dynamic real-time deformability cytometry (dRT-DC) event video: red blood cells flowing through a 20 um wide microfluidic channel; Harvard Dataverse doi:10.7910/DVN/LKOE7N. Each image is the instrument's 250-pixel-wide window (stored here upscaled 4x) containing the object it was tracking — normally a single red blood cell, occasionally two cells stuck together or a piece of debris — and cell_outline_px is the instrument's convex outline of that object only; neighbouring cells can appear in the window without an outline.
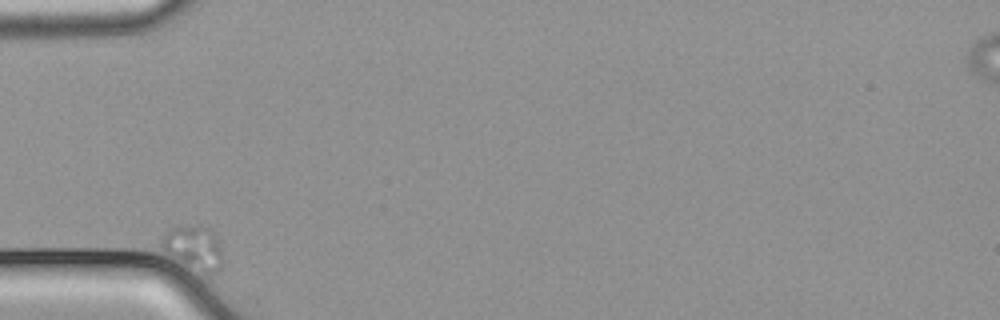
{"species": "common noctule bat (a hibernating species)", "species_latin": "Nyctalus noctula", "temperature_condition": "cold", "stored_images_in_passage": 38, "camera_frame_rate_fps": 3000, "um_per_image_px": 0.085, "animal": {"sex": "male", "body_mass_g": 21.5, "forearm_length_mm": 52.0}, "frame": {"image": 1, "passage_image": 1, "time_ms": 0.0, "image_size_px": [1000, 320], "cell_outline_px": [[224, 252], [220, 268], [212, 276], [208, 276], [184, 264], [168, 252], [164, 248], [164, 232], [172, 228], [188, 224], [200, 224], [208, 228], [212, 232], [220, 244]], "centroid_in_image_um": [16.57, 21.06], "position_along_channel_um": 68.4, "area_um2": 15.61}}
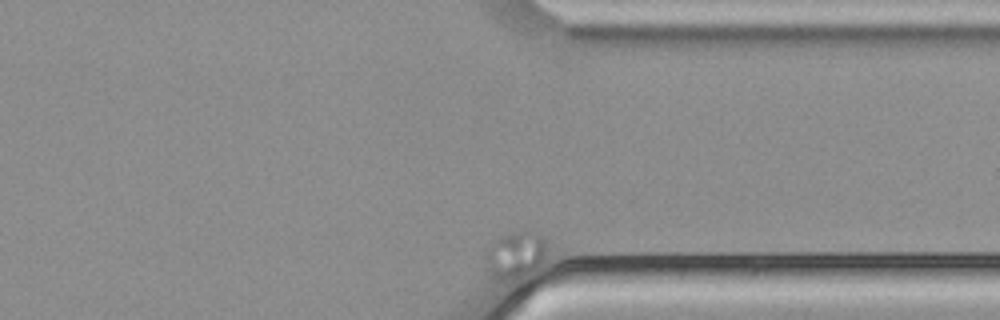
{"frame": {"image": 2, "passage_image": 38, "time_ms": 12.333, "image_size_px": [1000, 320], "cell_outline_px": [[544, 248], [540, 264], [536, 268], [528, 272], [504, 280], [500, 280], [492, 272], [484, 260], [484, 248], [488, 244], [512, 232], [528, 232], [540, 240]], "centroid_in_image_um": [43.66, 21.66], "position_along_channel_um": 367.7, "area_um2": 15.26}}